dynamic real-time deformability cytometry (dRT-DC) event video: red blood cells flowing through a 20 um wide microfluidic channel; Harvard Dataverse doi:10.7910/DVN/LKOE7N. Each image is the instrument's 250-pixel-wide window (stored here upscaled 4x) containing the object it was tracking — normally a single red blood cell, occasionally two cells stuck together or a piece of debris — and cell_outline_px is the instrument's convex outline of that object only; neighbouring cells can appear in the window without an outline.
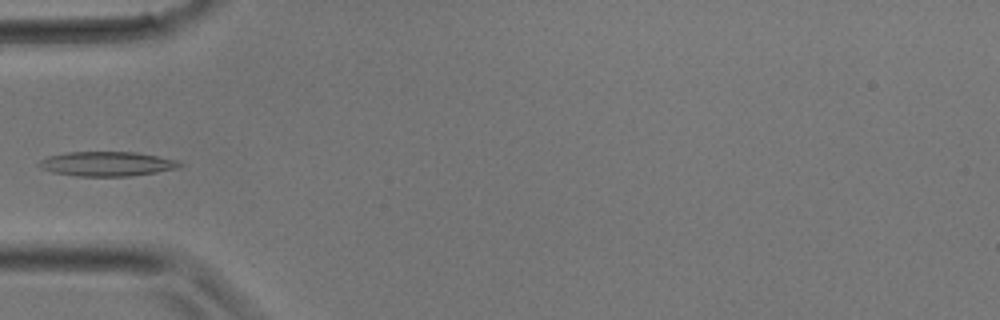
{"species": "common noctule bat (a hibernating species)", "species_latin": "Nyctalus noctula", "temperature_condition": "room temperature", "stored_images_in_passage": 7, "camera_frame_rate_fps": 3000, "um_per_image_px": 0.085, "animal": {"sex": "male", "body_mass_g": 17.9}, "frame": {"image": 1, "passage_image": 5, "time_ms": 1.333, "image_size_px": [1000, 320], "cell_outline_px": [[184, 164], [180, 168], [132, 176], [76, 176], [52, 172], [40, 168], [36, 164], [40, 160], [48, 156], [64, 152], [136, 152], [176, 160]], "centroid_in_image_um": [9.06, 13.93], "position_along_channel_um": 75.9, "area_um2": 20.23}}